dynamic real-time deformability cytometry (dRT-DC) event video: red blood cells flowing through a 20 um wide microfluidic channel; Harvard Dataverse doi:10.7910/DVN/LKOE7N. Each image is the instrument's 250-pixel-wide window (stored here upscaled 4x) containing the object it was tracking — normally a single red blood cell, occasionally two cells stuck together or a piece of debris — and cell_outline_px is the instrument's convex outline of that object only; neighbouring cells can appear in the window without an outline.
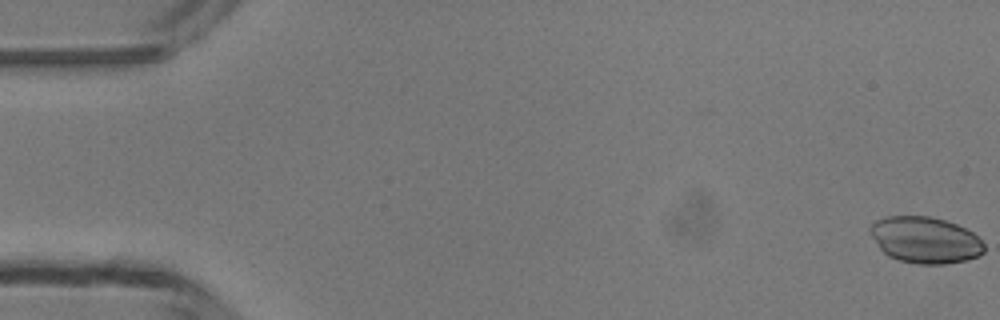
{"species": "common noctule bat (a hibernating species)", "species_latin": "Nyctalus noctula", "temperature_condition": "room temperature", "stored_images_in_passage": 5, "segment_of_instrument_passage": [2, 2], "camera_frame_rate_fps": 3000, "um_per_image_px": 0.085, "animal": {"sex": "male", "body_mass_g": 13.3}, "frame": {"image": 1, "passage_image": 5, "time_ms": 4.667, "image_size_px": [1000, 320], "cell_outline_px": [[984, 252], [976, 256], [964, 260], [944, 264], [916, 264], [900, 260], [888, 256], [880, 248], [872, 236], [868, 228], [876, 220], [888, 216], [932, 216], [956, 224], [972, 232], [984, 244]], "centroid_in_image_um": [78.62, 20.39], "position_along_channel_um": 6.4, "area_um2": 30.58}}